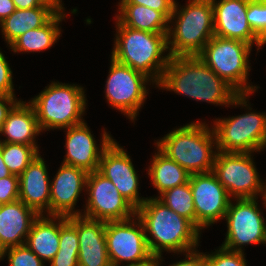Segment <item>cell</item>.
<instances>
[{"mask_svg": "<svg viewBox=\"0 0 266 266\" xmlns=\"http://www.w3.org/2000/svg\"><path fill=\"white\" fill-rule=\"evenodd\" d=\"M157 88L193 100L230 107L239 94L198 56L170 57Z\"/></svg>", "mask_w": 266, "mask_h": 266, "instance_id": "cell-1", "label": "cell"}, {"mask_svg": "<svg viewBox=\"0 0 266 266\" xmlns=\"http://www.w3.org/2000/svg\"><path fill=\"white\" fill-rule=\"evenodd\" d=\"M136 216L143 224L148 247L155 258H161L164 251L185 254L199 246L201 232L156 196L147 197L136 209Z\"/></svg>", "mask_w": 266, "mask_h": 266, "instance_id": "cell-2", "label": "cell"}, {"mask_svg": "<svg viewBox=\"0 0 266 266\" xmlns=\"http://www.w3.org/2000/svg\"><path fill=\"white\" fill-rule=\"evenodd\" d=\"M115 21L116 34L111 57L143 73L156 86L170 59L167 33H150L126 27L117 19Z\"/></svg>", "mask_w": 266, "mask_h": 266, "instance_id": "cell-3", "label": "cell"}, {"mask_svg": "<svg viewBox=\"0 0 266 266\" xmlns=\"http://www.w3.org/2000/svg\"><path fill=\"white\" fill-rule=\"evenodd\" d=\"M155 142V147H158L190 174L213 171L218 151L216 136L213 127H209L205 121H193L174 128L173 131Z\"/></svg>", "mask_w": 266, "mask_h": 266, "instance_id": "cell-4", "label": "cell"}, {"mask_svg": "<svg viewBox=\"0 0 266 266\" xmlns=\"http://www.w3.org/2000/svg\"><path fill=\"white\" fill-rule=\"evenodd\" d=\"M187 1L188 4L181 7L175 2L169 19L167 46L170 57L197 56L214 36L211 0Z\"/></svg>", "mask_w": 266, "mask_h": 266, "instance_id": "cell-5", "label": "cell"}, {"mask_svg": "<svg viewBox=\"0 0 266 266\" xmlns=\"http://www.w3.org/2000/svg\"><path fill=\"white\" fill-rule=\"evenodd\" d=\"M240 93L230 103L232 107L250 110L245 113L213 120L217 150L225 153H256L266 149V112L252 111L249 97ZM252 111V112H251Z\"/></svg>", "mask_w": 266, "mask_h": 266, "instance_id": "cell-6", "label": "cell"}, {"mask_svg": "<svg viewBox=\"0 0 266 266\" xmlns=\"http://www.w3.org/2000/svg\"><path fill=\"white\" fill-rule=\"evenodd\" d=\"M83 86L52 81L29 103L34 107L40 130H63L79 125L87 109Z\"/></svg>", "mask_w": 266, "mask_h": 266, "instance_id": "cell-7", "label": "cell"}, {"mask_svg": "<svg viewBox=\"0 0 266 266\" xmlns=\"http://www.w3.org/2000/svg\"><path fill=\"white\" fill-rule=\"evenodd\" d=\"M252 47L240 40L213 36L197 56L239 94H253L260 87L248 82Z\"/></svg>", "mask_w": 266, "mask_h": 266, "instance_id": "cell-8", "label": "cell"}, {"mask_svg": "<svg viewBox=\"0 0 266 266\" xmlns=\"http://www.w3.org/2000/svg\"><path fill=\"white\" fill-rule=\"evenodd\" d=\"M109 74L105 84V98L111 108L119 110L135 122L149 94L147 85L153 81L141 72L110 58ZM150 82V83H149ZM149 83V84H148Z\"/></svg>", "mask_w": 266, "mask_h": 266, "instance_id": "cell-9", "label": "cell"}, {"mask_svg": "<svg viewBox=\"0 0 266 266\" xmlns=\"http://www.w3.org/2000/svg\"><path fill=\"white\" fill-rule=\"evenodd\" d=\"M257 199H231L224 217L227 223V233L221 244L223 248L244 252L243 246L246 245H266V218Z\"/></svg>", "mask_w": 266, "mask_h": 266, "instance_id": "cell-10", "label": "cell"}, {"mask_svg": "<svg viewBox=\"0 0 266 266\" xmlns=\"http://www.w3.org/2000/svg\"><path fill=\"white\" fill-rule=\"evenodd\" d=\"M253 154L217 151L212 172L232 199L263 196L266 180L260 178Z\"/></svg>", "mask_w": 266, "mask_h": 266, "instance_id": "cell-11", "label": "cell"}, {"mask_svg": "<svg viewBox=\"0 0 266 266\" xmlns=\"http://www.w3.org/2000/svg\"><path fill=\"white\" fill-rule=\"evenodd\" d=\"M105 238L111 264L156 262L143 224L136 215L127 220L105 222Z\"/></svg>", "mask_w": 266, "mask_h": 266, "instance_id": "cell-12", "label": "cell"}, {"mask_svg": "<svg viewBox=\"0 0 266 266\" xmlns=\"http://www.w3.org/2000/svg\"><path fill=\"white\" fill-rule=\"evenodd\" d=\"M86 192V206L81 214L85 217L109 222L127 220L136 215V208L98 170L88 173Z\"/></svg>", "mask_w": 266, "mask_h": 266, "instance_id": "cell-13", "label": "cell"}, {"mask_svg": "<svg viewBox=\"0 0 266 266\" xmlns=\"http://www.w3.org/2000/svg\"><path fill=\"white\" fill-rule=\"evenodd\" d=\"M194 201L196 228H209L224 220L231 197L213 172L191 174L189 178Z\"/></svg>", "mask_w": 266, "mask_h": 266, "instance_id": "cell-14", "label": "cell"}, {"mask_svg": "<svg viewBox=\"0 0 266 266\" xmlns=\"http://www.w3.org/2000/svg\"><path fill=\"white\" fill-rule=\"evenodd\" d=\"M98 171L109 179L136 209L147 199L139 196V174L130 155L115 139L102 152Z\"/></svg>", "mask_w": 266, "mask_h": 266, "instance_id": "cell-15", "label": "cell"}, {"mask_svg": "<svg viewBox=\"0 0 266 266\" xmlns=\"http://www.w3.org/2000/svg\"><path fill=\"white\" fill-rule=\"evenodd\" d=\"M63 130H66L64 131L66 132L64 146L66 155L62 163L84 169L88 173L97 171L102 152L113 140L112 135L104 128L100 139L101 144L98 146L86 122Z\"/></svg>", "mask_w": 266, "mask_h": 266, "instance_id": "cell-16", "label": "cell"}, {"mask_svg": "<svg viewBox=\"0 0 266 266\" xmlns=\"http://www.w3.org/2000/svg\"><path fill=\"white\" fill-rule=\"evenodd\" d=\"M50 184V216H78L83 209H75L80 194H86L88 172L84 169L61 163Z\"/></svg>", "mask_w": 266, "mask_h": 266, "instance_id": "cell-17", "label": "cell"}, {"mask_svg": "<svg viewBox=\"0 0 266 266\" xmlns=\"http://www.w3.org/2000/svg\"><path fill=\"white\" fill-rule=\"evenodd\" d=\"M214 10V36L236 39L257 47L265 45L246 18L248 0H211Z\"/></svg>", "mask_w": 266, "mask_h": 266, "instance_id": "cell-18", "label": "cell"}, {"mask_svg": "<svg viewBox=\"0 0 266 266\" xmlns=\"http://www.w3.org/2000/svg\"><path fill=\"white\" fill-rule=\"evenodd\" d=\"M41 156L38 154L19 175V199L38 215H49L51 180Z\"/></svg>", "mask_w": 266, "mask_h": 266, "instance_id": "cell-19", "label": "cell"}, {"mask_svg": "<svg viewBox=\"0 0 266 266\" xmlns=\"http://www.w3.org/2000/svg\"><path fill=\"white\" fill-rule=\"evenodd\" d=\"M77 232L79 266H111L105 238V222L78 215Z\"/></svg>", "mask_w": 266, "mask_h": 266, "instance_id": "cell-20", "label": "cell"}, {"mask_svg": "<svg viewBox=\"0 0 266 266\" xmlns=\"http://www.w3.org/2000/svg\"><path fill=\"white\" fill-rule=\"evenodd\" d=\"M39 215L20 199L0 208V244L6 249L25 244L33 221Z\"/></svg>", "mask_w": 266, "mask_h": 266, "instance_id": "cell-21", "label": "cell"}, {"mask_svg": "<svg viewBox=\"0 0 266 266\" xmlns=\"http://www.w3.org/2000/svg\"><path fill=\"white\" fill-rule=\"evenodd\" d=\"M40 133L34 107L21 99L7 115L0 131L5 138H0V142L32 145L40 151L36 142Z\"/></svg>", "mask_w": 266, "mask_h": 266, "instance_id": "cell-22", "label": "cell"}, {"mask_svg": "<svg viewBox=\"0 0 266 266\" xmlns=\"http://www.w3.org/2000/svg\"><path fill=\"white\" fill-rule=\"evenodd\" d=\"M25 244L44 263L59 250V216L39 215L32 223Z\"/></svg>", "mask_w": 266, "mask_h": 266, "instance_id": "cell-23", "label": "cell"}, {"mask_svg": "<svg viewBox=\"0 0 266 266\" xmlns=\"http://www.w3.org/2000/svg\"><path fill=\"white\" fill-rule=\"evenodd\" d=\"M54 15L55 13L44 5L31 9H16L0 22L4 41L10 46L25 32L45 25Z\"/></svg>", "mask_w": 266, "mask_h": 266, "instance_id": "cell-24", "label": "cell"}, {"mask_svg": "<svg viewBox=\"0 0 266 266\" xmlns=\"http://www.w3.org/2000/svg\"><path fill=\"white\" fill-rule=\"evenodd\" d=\"M115 18L124 26L150 33H168L169 19L157 10L137 4H118Z\"/></svg>", "mask_w": 266, "mask_h": 266, "instance_id": "cell-25", "label": "cell"}, {"mask_svg": "<svg viewBox=\"0 0 266 266\" xmlns=\"http://www.w3.org/2000/svg\"><path fill=\"white\" fill-rule=\"evenodd\" d=\"M66 15L55 14L42 27L31 29L18 37L9 49L15 54L23 52L34 53L50 49L62 36L60 22L65 20Z\"/></svg>", "mask_w": 266, "mask_h": 266, "instance_id": "cell-26", "label": "cell"}, {"mask_svg": "<svg viewBox=\"0 0 266 266\" xmlns=\"http://www.w3.org/2000/svg\"><path fill=\"white\" fill-rule=\"evenodd\" d=\"M151 163L147 169V174L151 178V183L157 189L159 195L164 191L187 183L190 173L181 167L177 162L170 159L158 147Z\"/></svg>", "mask_w": 266, "mask_h": 266, "instance_id": "cell-27", "label": "cell"}, {"mask_svg": "<svg viewBox=\"0 0 266 266\" xmlns=\"http://www.w3.org/2000/svg\"><path fill=\"white\" fill-rule=\"evenodd\" d=\"M157 198L196 227L195 207L189 181L164 191Z\"/></svg>", "mask_w": 266, "mask_h": 266, "instance_id": "cell-28", "label": "cell"}, {"mask_svg": "<svg viewBox=\"0 0 266 266\" xmlns=\"http://www.w3.org/2000/svg\"><path fill=\"white\" fill-rule=\"evenodd\" d=\"M5 165L12 174L20 175L40 152L32 145L1 142Z\"/></svg>", "mask_w": 266, "mask_h": 266, "instance_id": "cell-29", "label": "cell"}, {"mask_svg": "<svg viewBox=\"0 0 266 266\" xmlns=\"http://www.w3.org/2000/svg\"><path fill=\"white\" fill-rule=\"evenodd\" d=\"M56 254H79L77 216H59V250Z\"/></svg>", "mask_w": 266, "mask_h": 266, "instance_id": "cell-30", "label": "cell"}, {"mask_svg": "<svg viewBox=\"0 0 266 266\" xmlns=\"http://www.w3.org/2000/svg\"><path fill=\"white\" fill-rule=\"evenodd\" d=\"M246 18L252 30L266 45V0H248Z\"/></svg>", "mask_w": 266, "mask_h": 266, "instance_id": "cell-31", "label": "cell"}, {"mask_svg": "<svg viewBox=\"0 0 266 266\" xmlns=\"http://www.w3.org/2000/svg\"><path fill=\"white\" fill-rule=\"evenodd\" d=\"M7 256L9 266H45L46 264L26 244L6 248L2 260Z\"/></svg>", "mask_w": 266, "mask_h": 266, "instance_id": "cell-32", "label": "cell"}, {"mask_svg": "<svg viewBox=\"0 0 266 266\" xmlns=\"http://www.w3.org/2000/svg\"><path fill=\"white\" fill-rule=\"evenodd\" d=\"M206 266H247L244 252L230 251L219 246L214 252H204Z\"/></svg>", "mask_w": 266, "mask_h": 266, "instance_id": "cell-33", "label": "cell"}, {"mask_svg": "<svg viewBox=\"0 0 266 266\" xmlns=\"http://www.w3.org/2000/svg\"><path fill=\"white\" fill-rule=\"evenodd\" d=\"M19 199V176L11 174L0 178V202L2 204L14 202Z\"/></svg>", "mask_w": 266, "mask_h": 266, "instance_id": "cell-34", "label": "cell"}, {"mask_svg": "<svg viewBox=\"0 0 266 266\" xmlns=\"http://www.w3.org/2000/svg\"><path fill=\"white\" fill-rule=\"evenodd\" d=\"M12 75L13 72L10 68V64L0 50V95H16L14 93V82L12 80Z\"/></svg>", "mask_w": 266, "mask_h": 266, "instance_id": "cell-35", "label": "cell"}, {"mask_svg": "<svg viewBox=\"0 0 266 266\" xmlns=\"http://www.w3.org/2000/svg\"><path fill=\"white\" fill-rule=\"evenodd\" d=\"M175 0H120L118 4H137L162 12L168 19L173 13Z\"/></svg>", "mask_w": 266, "mask_h": 266, "instance_id": "cell-36", "label": "cell"}, {"mask_svg": "<svg viewBox=\"0 0 266 266\" xmlns=\"http://www.w3.org/2000/svg\"><path fill=\"white\" fill-rule=\"evenodd\" d=\"M183 255H185V259L173 262V264L171 263L168 266H206L204 253L200 252V250L196 249ZM163 261V257L156 258V266H161Z\"/></svg>", "mask_w": 266, "mask_h": 266, "instance_id": "cell-37", "label": "cell"}, {"mask_svg": "<svg viewBox=\"0 0 266 266\" xmlns=\"http://www.w3.org/2000/svg\"><path fill=\"white\" fill-rule=\"evenodd\" d=\"M16 96L13 95H0V131L3 127L8 113L19 102Z\"/></svg>", "mask_w": 266, "mask_h": 266, "instance_id": "cell-38", "label": "cell"}, {"mask_svg": "<svg viewBox=\"0 0 266 266\" xmlns=\"http://www.w3.org/2000/svg\"><path fill=\"white\" fill-rule=\"evenodd\" d=\"M79 254H56L49 262L50 266H79Z\"/></svg>", "mask_w": 266, "mask_h": 266, "instance_id": "cell-39", "label": "cell"}, {"mask_svg": "<svg viewBox=\"0 0 266 266\" xmlns=\"http://www.w3.org/2000/svg\"><path fill=\"white\" fill-rule=\"evenodd\" d=\"M41 5L48 7L55 14L67 15L62 0H38Z\"/></svg>", "mask_w": 266, "mask_h": 266, "instance_id": "cell-40", "label": "cell"}, {"mask_svg": "<svg viewBox=\"0 0 266 266\" xmlns=\"http://www.w3.org/2000/svg\"><path fill=\"white\" fill-rule=\"evenodd\" d=\"M16 10L12 0H0V22Z\"/></svg>", "mask_w": 266, "mask_h": 266, "instance_id": "cell-41", "label": "cell"}, {"mask_svg": "<svg viewBox=\"0 0 266 266\" xmlns=\"http://www.w3.org/2000/svg\"><path fill=\"white\" fill-rule=\"evenodd\" d=\"M16 9H31L42 6L38 0H12Z\"/></svg>", "mask_w": 266, "mask_h": 266, "instance_id": "cell-42", "label": "cell"}, {"mask_svg": "<svg viewBox=\"0 0 266 266\" xmlns=\"http://www.w3.org/2000/svg\"><path fill=\"white\" fill-rule=\"evenodd\" d=\"M12 173L9 171L8 167L5 165L3 156L1 153V142H0V178H5L10 176Z\"/></svg>", "mask_w": 266, "mask_h": 266, "instance_id": "cell-43", "label": "cell"}, {"mask_svg": "<svg viewBox=\"0 0 266 266\" xmlns=\"http://www.w3.org/2000/svg\"><path fill=\"white\" fill-rule=\"evenodd\" d=\"M111 266H156V262H145L136 264H111Z\"/></svg>", "mask_w": 266, "mask_h": 266, "instance_id": "cell-44", "label": "cell"}, {"mask_svg": "<svg viewBox=\"0 0 266 266\" xmlns=\"http://www.w3.org/2000/svg\"><path fill=\"white\" fill-rule=\"evenodd\" d=\"M262 201H263V206L266 207V182H265V188H264V191H263V196H262Z\"/></svg>", "mask_w": 266, "mask_h": 266, "instance_id": "cell-45", "label": "cell"}, {"mask_svg": "<svg viewBox=\"0 0 266 266\" xmlns=\"http://www.w3.org/2000/svg\"><path fill=\"white\" fill-rule=\"evenodd\" d=\"M4 250L5 249L0 244V261L2 260Z\"/></svg>", "mask_w": 266, "mask_h": 266, "instance_id": "cell-46", "label": "cell"}]
</instances>
